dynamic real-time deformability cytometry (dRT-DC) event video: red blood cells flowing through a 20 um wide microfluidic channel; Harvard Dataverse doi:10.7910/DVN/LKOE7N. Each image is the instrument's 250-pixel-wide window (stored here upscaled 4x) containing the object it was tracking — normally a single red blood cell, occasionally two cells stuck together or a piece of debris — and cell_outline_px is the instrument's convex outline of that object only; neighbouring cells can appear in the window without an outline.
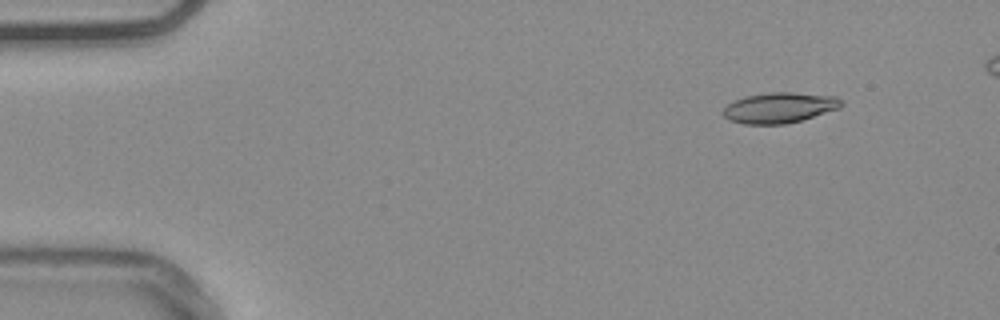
{"species": "common noctule bat (a hibernating species)", "species_latin": "Nyctalus noctula", "temperature_condition": "warm", "stored_images_in_passage": 48, "camera_frame_rate_fps": 3000, "um_per_image_px": 0.085, "animal": {"sex": "male", "body_mass_g": 20.4}, "frame": {"image": 1, "passage_image": 1, "time_ms": 0.0, "image_size_px": [1000, 320], "cell_outline_px": [[844, 104], [840, 108], [800, 120], [784, 124], [744, 124], [728, 120], [724, 116], [724, 108], [728, 104], [744, 96], [768, 92], [792, 92], [836, 96]], "centroid_in_image_um": [66.25, 9.15], "position_along_channel_um": 18.8, "area_um2": 20.92}}
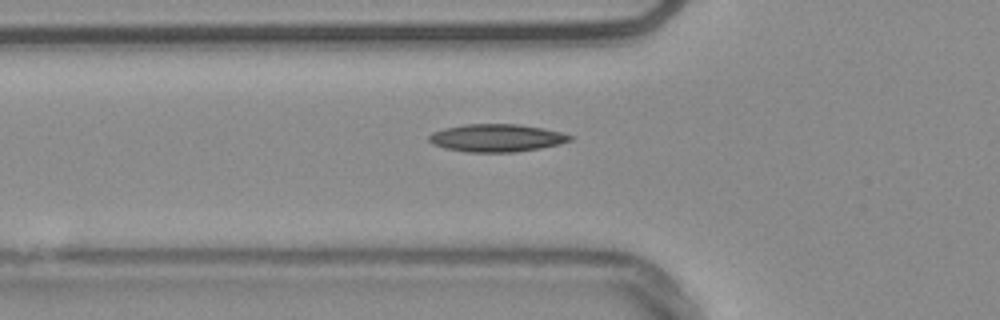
{"frame": {"image": 2, "passage_image": 14, "time_ms": 4.333, "image_size_px": [1000, 320], "cell_outline_px": [[572, 140], [560, 144], [540, 148], [512, 152], [468, 152], [444, 148], [432, 144], [428, 140], [428, 136], [432, 132], [444, 128], [464, 124], [520, 124], [544, 128], [560, 132], [572, 136]], "centroid_in_image_um": [42.19, 11.72], "position_along_channel_um": 83.6, "area_um2": 22.83}}
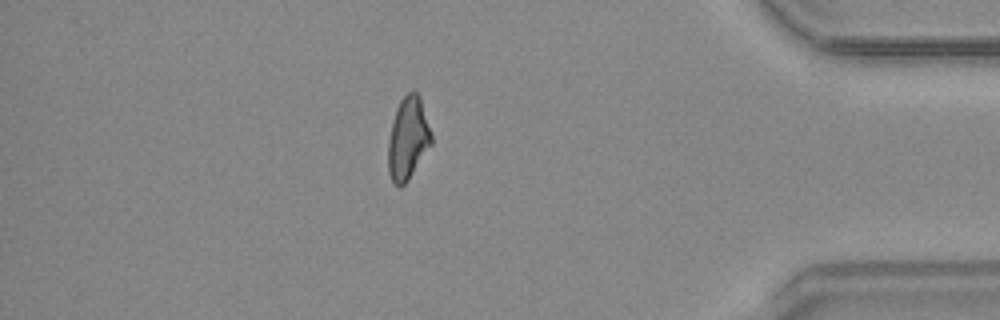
{"frame": {"image": 3, "passage_image": 42, "time_ms": 13.667, "image_size_px": [1000, 320], "cell_outline_px": [[432, 144], [408, 180], [400, 188], [392, 180], [388, 172], [388, 144], [392, 124], [396, 108], [400, 100], [408, 92], [416, 92], [420, 96], [432, 136]], "centroid_in_image_um": [34.68, 11.78], "position_along_channel_um": 400.5, "area_um2": 20.58}, "authors_computed_cell_mechanics": {"area_um2": 20.8658, "velocity_mm_per_s": 3.7688, "shape_relaxation_time_tau1_ms": 10.4652, "shape_relaxation_time_tau2_ms": 5.6643, "deformation_change_tau1": 0.2091, "deformation_change_tau2": 0.1487}}